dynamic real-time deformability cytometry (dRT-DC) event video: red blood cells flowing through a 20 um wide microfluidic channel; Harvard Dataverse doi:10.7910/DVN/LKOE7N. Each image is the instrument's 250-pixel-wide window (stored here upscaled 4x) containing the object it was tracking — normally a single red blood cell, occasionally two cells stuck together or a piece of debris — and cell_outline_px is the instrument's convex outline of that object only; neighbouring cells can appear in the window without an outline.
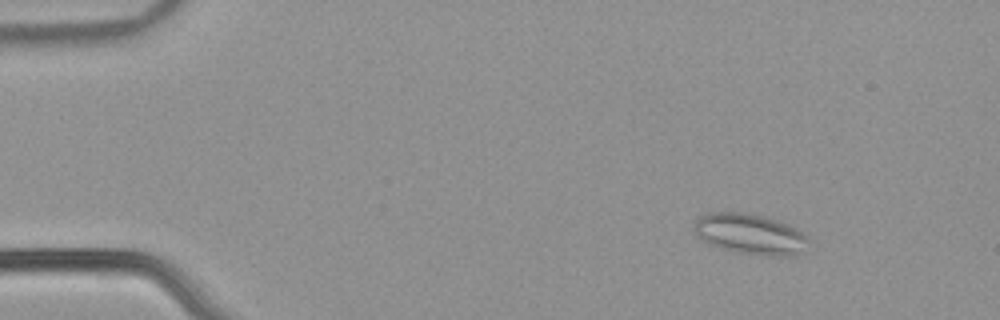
{"species": "common noctule bat (a hibernating species)", "species_latin": "Nyctalus noctula", "temperature_condition": "warm", "stored_images_in_passage": 54, "camera_frame_rate_fps": 3000, "um_per_image_px": 0.085, "animal": {"sex": "male", "body_mass_g": 21.5, "forearm_length_mm": 52.0}, "frame": {"image": 1, "passage_image": 7, "time_ms": 2.0, "image_size_px": [1000, 320], "cell_outline_px": [[808, 240], [796, 256], [768, 256], [732, 252], [708, 244], [700, 240], [692, 228], [692, 224], [700, 216], [708, 212], [744, 212], [780, 220], [796, 228], [808, 236]], "centroid_in_image_um": [63.7, 19.89], "position_along_channel_um": 21.3, "area_um2": 27.46}}
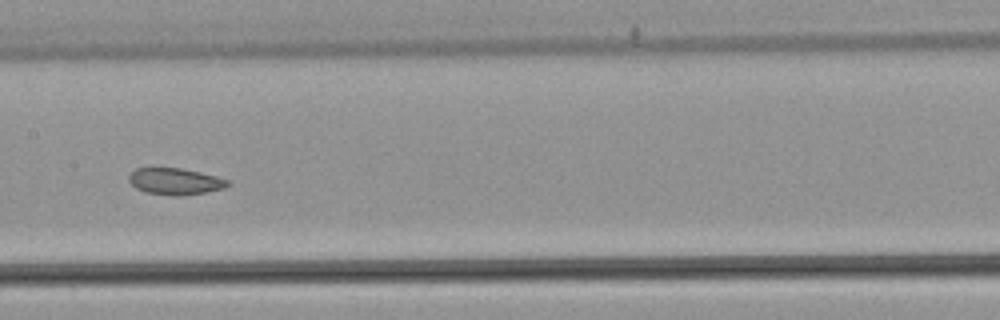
{"frame": {"image": 2, "passage_image": 28, "time_ms": 9.0, "image_size_px": [1000, 320], "cell_outline_px": [[232, 184], [224, 188], [204, 192], [176, 196], [144, 192], [136, 188], [128, 180], [128, 176], [136, 168], [180, 168], [200, 172], [216, 176], [228, 180]], "centroid_in_image_um": [14.88, 15.41], "position_along_channel_um": 192.5, "area_um2": 15.2}}
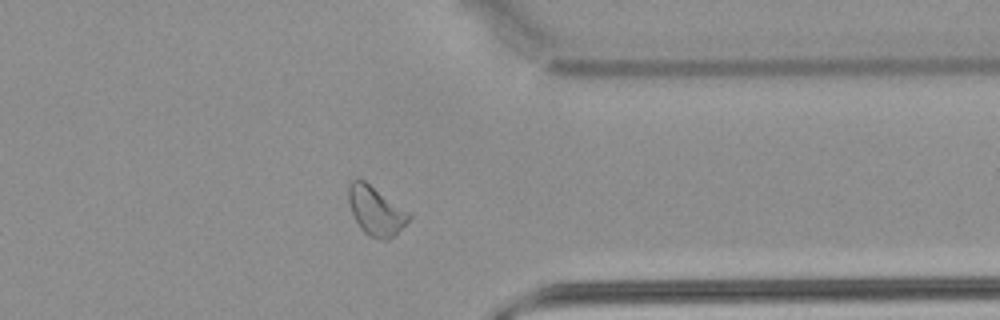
{"frame": {"image": 3, "passage_image": 43, "time_ms": 14.0, "image_size_px": [1000, 320], "cell_outline_px": [[412, 216], [388, 240], [380, 240], [368, 236], [360, 228], [352, 212], [348, 200], [348, 184], [352, 180], [364, 180]], "centroid_in_image_um": [31.88, 17.93], "position_along_channel_um": 379.5, "area_um2": 16.59}, "authors_computed_cell_mechanics": {"area_um2": 17.8891, "velocity_mm_per_s": 3.8532, "shape_relaxation_time_tau1_ms": null, "shape_relaxation_time_tau2_ms": 2.6381, "deformation_change_tau1": null, "deformation_change_tau2": 0.0797}}